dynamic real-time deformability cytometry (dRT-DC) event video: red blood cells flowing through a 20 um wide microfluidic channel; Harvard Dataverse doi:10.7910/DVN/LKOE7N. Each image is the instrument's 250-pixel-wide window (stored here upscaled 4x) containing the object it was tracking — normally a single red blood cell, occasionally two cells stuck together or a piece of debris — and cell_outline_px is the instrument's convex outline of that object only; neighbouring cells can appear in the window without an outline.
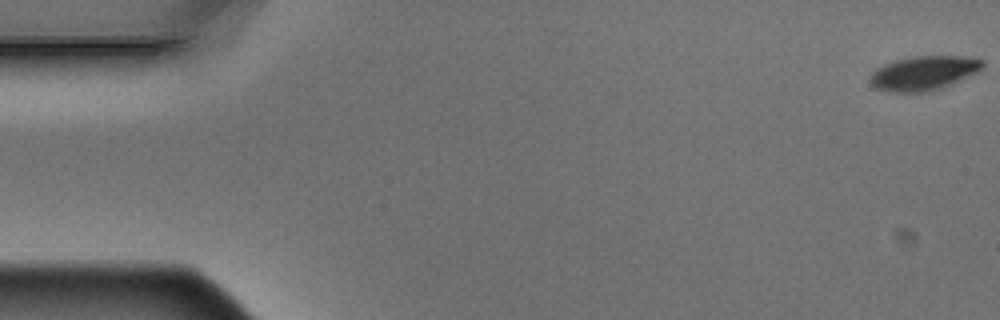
{"species": "Egyptian fruit bat (a non-hibernating species)", "species_latin": "Rousettus aegyptiacus", "temperature_condition": "warm", "stored_images_in_passage": 3, "camera_frame_rate_fps": 3000, "um_per_image_px": 0.085, "animal": {"sex": "male"}, "frame": {"image": 1, "passage_image": 1, "time_ms": 0.0, "image_size_px": [1000, 320], "cell_outline_px": [[984, 64], [976, 72], [948, 84], [924, 92], [888, 92], [876, 88], [872, 84], [872, 72], [876, 68], [884, 64], [896, 60], [916, 56], [960, 56], [984, 60]], "centroid_in_image_um": [78.47, 6.2], "position_along_channel_um": 6.5, "area_um2": 21.73}}